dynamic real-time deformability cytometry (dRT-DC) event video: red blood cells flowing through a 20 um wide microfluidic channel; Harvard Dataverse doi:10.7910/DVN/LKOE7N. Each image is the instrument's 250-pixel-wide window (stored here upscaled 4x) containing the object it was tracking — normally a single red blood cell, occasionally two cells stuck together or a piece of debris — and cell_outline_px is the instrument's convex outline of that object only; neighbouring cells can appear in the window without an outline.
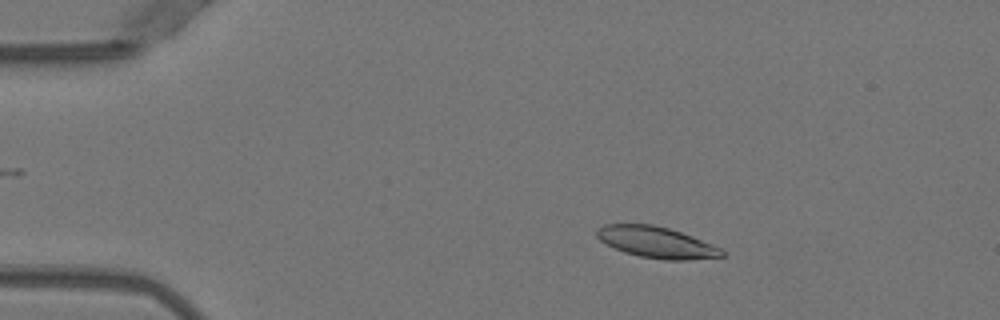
{"species": "Egyptian fruit bat (a non-hibernating species)", "species_latin": "Rousettus aegyptiacus", "temperature_condition": "warm", "stored_images_in_passage": 51, "camera_frame_rate_fps": 3000, "um_per_image_px": 0.085, "animal": {"sex": "female"}, "frame": {"image": 1, "passage_image": 9, "time_ms": 2.667, "image_size_px": [1000, 320], "cell_outline_px": [[724, 256], [688, 260], [664, 260], [640, 256], [624, 252], [600, 240], [596, 236], [596, 228], [604, 224], [652, 224], [668, 228], [692, 236], [712, 244], [720, 248], [724, 252]], "centroid_in_image_um": [55.78, 20.59], "position_along_channel_um": 29.2, "area_um2": 22.6}}
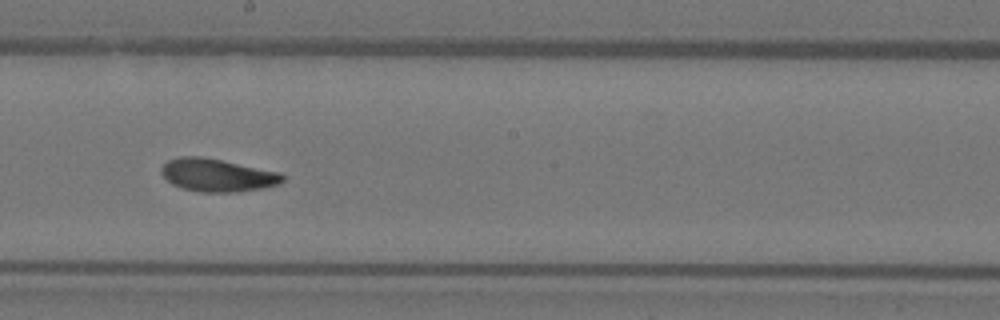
{"frame": {"image": 2, "passage_image": 29, "time_ms": 9.333, "image_size_px": [1000, 320], "cell_outline_px": [[284, 180], [280, 184], [264, 188], [236, 192], [200, 192], [184, 188], [172, 184], [160, 172], [160, 168], [168, 160], [180, 156], [200, 156], [280, 172], [284, 176]], "centroid_in_image_um": [18.48, 14.89], "position_along_channel_um": 229.7, "area_um2": 23.12}}
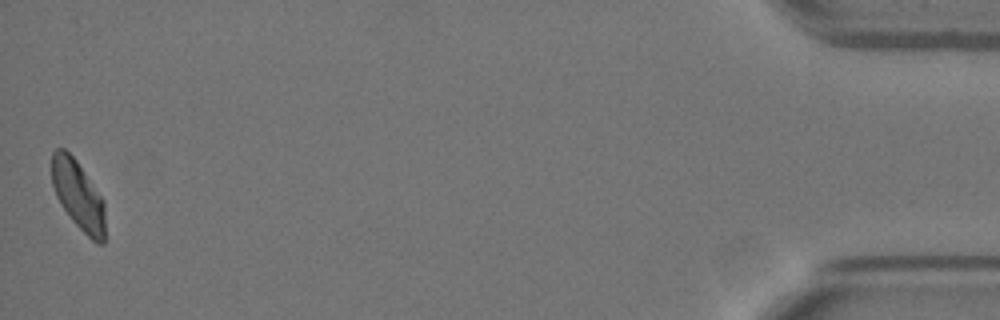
{"frame": {"image": 3, "passage_image": 51, "time_ms": 16.667, "image_size_px": [1000, 320], "cell_outline_px": [[104, 244], [96, 244], [72, 220], [60, 204], [56, 196], [52, 184], [52, 152], [56, 148], [64, 148], [76, 160], [104, 200]], "centroid_in_image_um": [6.64, 16.59], "position_along_channel_um": 428.6, "area_um2": 21.33}, "authors_computed_cell_mechanics": {"area_um2": 22.7154, "velocity_mm_per_s": 3.9412, "shape_relaxation_time_tau1_ms": 6.785, "shape_relaxation_time_tau2_ms": 2.2313, "deformation_change_tau1": 0.1982, "deformation_change_tau2": 0.0644}}